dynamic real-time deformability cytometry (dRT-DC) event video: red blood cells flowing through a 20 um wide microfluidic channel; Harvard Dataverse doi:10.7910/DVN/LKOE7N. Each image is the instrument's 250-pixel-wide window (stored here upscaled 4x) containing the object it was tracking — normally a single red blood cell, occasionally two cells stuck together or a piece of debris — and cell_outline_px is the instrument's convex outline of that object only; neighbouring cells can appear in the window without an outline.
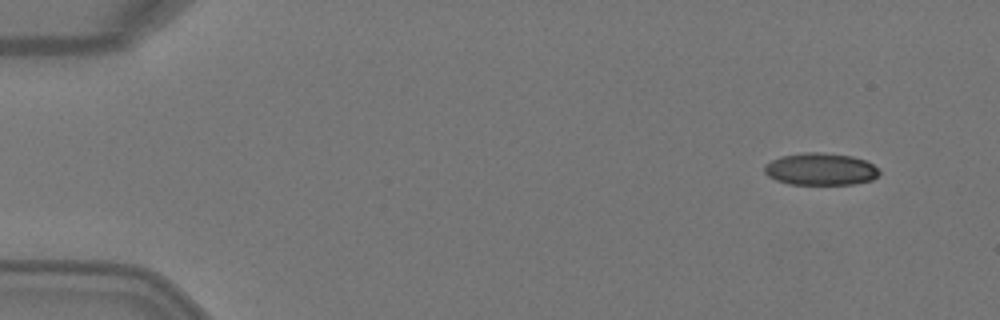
{"species": "Egyptian fruit bat (a non-hibernating species)", "species_latin": "Rousettus aegyptiacus", "temperature_condition": "warm", "stored_images_in_passage": 7, "camera_frame_rate_fps": 3000, "um_per_image_px": 0.085, "animal": {"sex": "female"}, "frame": {"image": 1, "passage_image": 1, "time_ms": 0.0, "image_size_px": [1000, 320], "cell_outline_px": [[880, 172], [872, 180], [852, 184], [788, 184], [776, 180], [768, 176], [764, 172], [764, 164], [780, 156], [804, 152], [820, 152], [852, 156], [864, 160], [880, 168]], "centroid_in_image_um": [69.73, 14.37], "position_along_channel_um": 15.3, "area_um2": 21.62}}
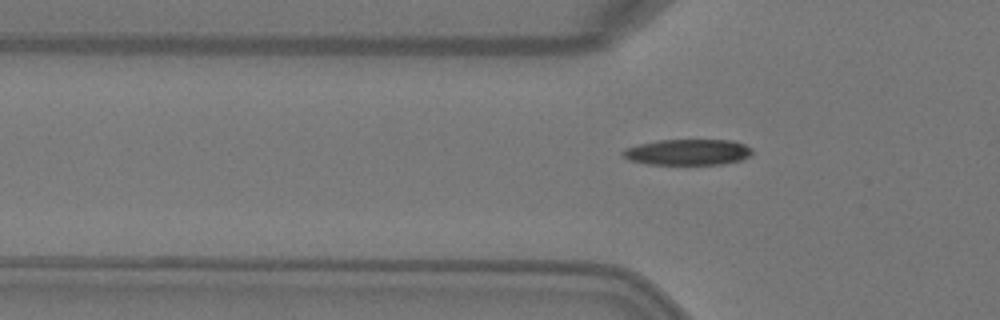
{"frame": {"image": 2, "passage_image": 7, "time_ms": 2.0, "image_size_px": [1000, 320], "cell_outline_px": [[752, 152], [748, 156], [740, 160], [724, 164], [648, 164], [628, 160], [620, 152], [624, 148], [656, 140], [732, 140], [744, 144], [752, 148]], "centroid_in_image_um": [58.44, 12.93], "position_along_channel_um": 67.4, "area_um2": 19.54}}